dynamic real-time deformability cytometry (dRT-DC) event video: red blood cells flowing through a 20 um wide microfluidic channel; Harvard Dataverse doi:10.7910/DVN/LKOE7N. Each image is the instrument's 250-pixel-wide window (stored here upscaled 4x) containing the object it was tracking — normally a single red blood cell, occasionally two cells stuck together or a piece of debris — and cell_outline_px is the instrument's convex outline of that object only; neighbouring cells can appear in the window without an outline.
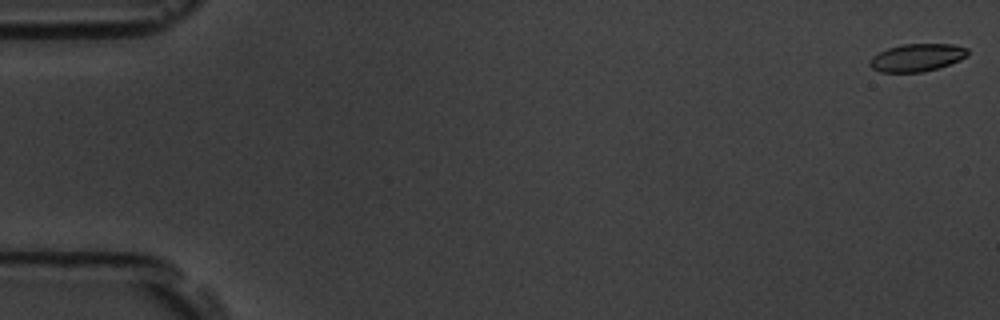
{"species": "common noctule bat (a hibernating species)", "species_latin": "Nyctalus noctula", "temperature_condition": "room temperature", "stored_images_in_passage": 56, "camera_frame_rate_fps": 3000, "um_per_image_px": 0.085, "animal": {"sex": "male", "body_mass_g": 19.5, "forearm_length_mm": 54.6}, "frame": {"image": 1, "passage_image": 1, "time_ms": 0.0, "image_size_px": [1000, 320], "cell_outline_px": [[968, 56], [960, 60], [924, 72], [880, 72], [872, 68], [868, 64], [872, 56], [888, 48], [904, 44], [952, 44], [968, 48]], "centroid_in_image_um": [77.94, 4.89], "position_along_channel_um": 7.1, "area_um2": 15.72}}
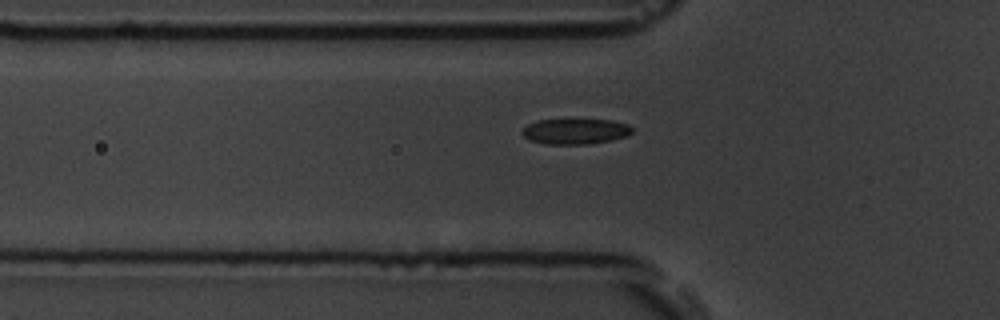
{"frame": {"image": 2, "passage_image": 19, "time_ms": 6.0, "image_size_px": [1000, 320], "cell_outline_px": [[632, 132], [624, 136], [608, 140], [588, 144], [548, 144], [528, 140], [520, 132], [528, 124], [536, 120], [572, 116], [612, 120], [628, 124], [632, 128]], "centroid_in_image_um": [48.85, 11.09], "position_along_channel_um": 77.0, "area_um2": 17.22}}
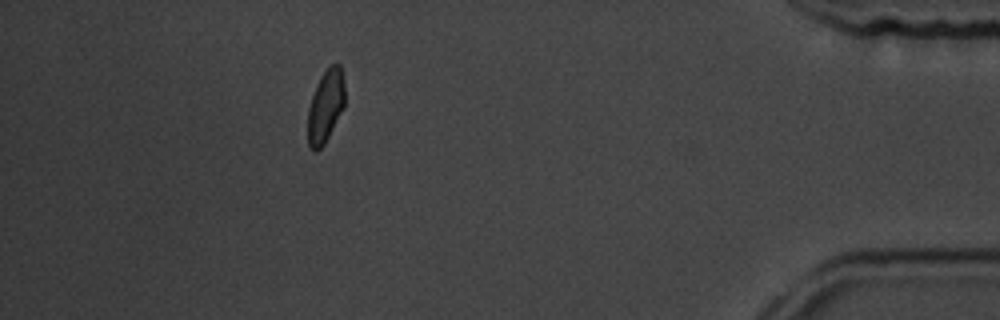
{"frame": {"image": 3, "passage_image": 50, "time_ms": 16.333, "image_size_px": [1000, 320], "cell_outline_px": [[344, 108], [324, 144], [316, 152], [308, 144], [308, 108], [316, 84], [320, 76], [332, 64], [340, 64], [344, 84]], "centroid_in_image_um": [27.67, 9.02], "position_along_channel_um": 407.5, "area_um2": 15.55}, "authors_computed_cell_mechanics": {"area_um2": 16.473, "velocity_mm_per_s": 3.7002, "shape_relaxation_time_tau1_ms": 3.7843, "shape_relaxation_time_tau2_ms": 1.9893, "deformation_change_tau1": 0.112, "deformation_change_tau2": 0.0568}}